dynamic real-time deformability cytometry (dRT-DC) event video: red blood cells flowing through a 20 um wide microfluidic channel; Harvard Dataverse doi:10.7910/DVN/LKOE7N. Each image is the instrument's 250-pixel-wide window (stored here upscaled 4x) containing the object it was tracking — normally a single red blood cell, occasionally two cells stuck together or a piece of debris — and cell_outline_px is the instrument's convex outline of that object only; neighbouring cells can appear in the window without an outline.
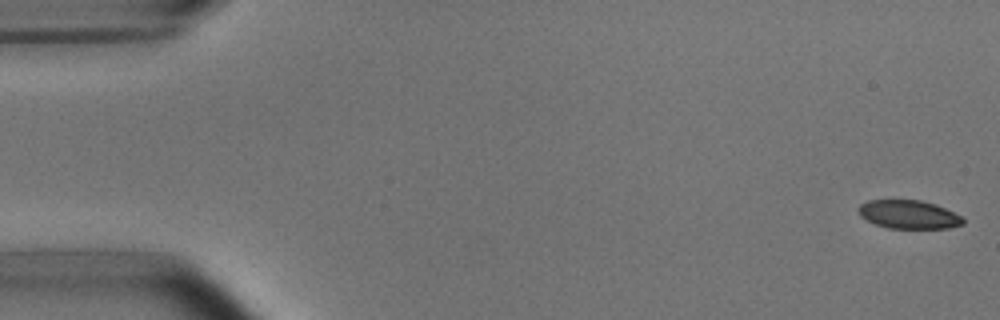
{"species": "common noctule bat (a hibernating species)", "species_latin": "Nyctalus noctula", "temperature_condition": "room temperature", "stored_images_in_passage": 54, "segment_of_instrument_passage": [1, 2], "camera_frame_rate_fps": 3000, "um_per_image_px": 0.085, "animal": {"sex": "male", "body_mass_g": 15.6}, "frame": {"image": 1, "passage_image": 1, "time_ms": 0.0, "image_size_px": [1000, 320], "cell_outline_px": [[964, 224], [948, 228], [888, 228], [876, 224], [860, 216], [856, 208], [860, 204], [868, 200], [920, 200], [936, 204], [960, 216], [964, 220]], "centroid_in_image_um": [77.21, 18.22], "position_along_channel_um": 7.8, "area_um2": 17.28}}
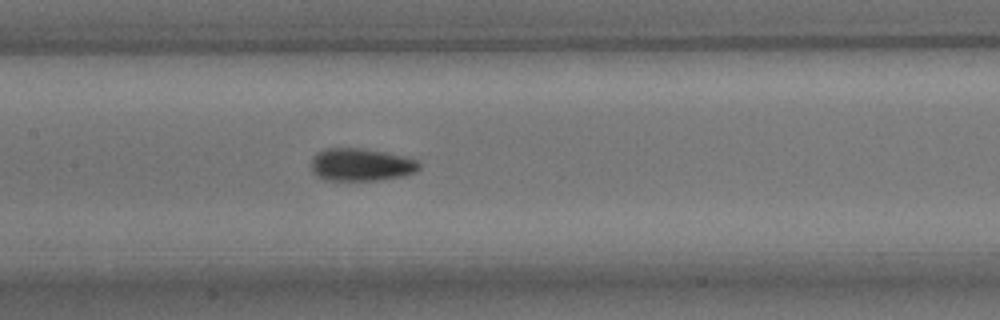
{"frame": {"image": 2, "passage_image": 25, "time_ms": 8.0, "image_size_px": [1000, 320], "cell_outline_px": [[420, 168], [416, 172], [404, 176], [380, 180], [324, 180], [316, 176], [312, 172], [312, 156], [316, 152], [324, 148], [364, 148], [384, 152], [416, 160], [420, 164]], "centroid_in_image_um": [30.65, 14.0], "position_along_channel_um": 176.7, "area_um2": 20.69}}
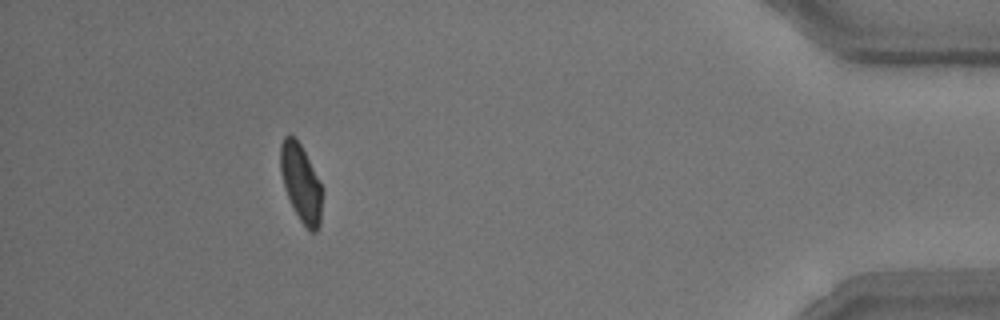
{"frame": {"image": 3, "passage_image": 48, "time_ms": 15.667, "image_size_px": [1000, 320], "cell_outline_px": [[324, 192], [320, 224], [316, 232], [312, 232], [300, 220], [284, 188], [280, 172], [280, 144], [284, 136], [292, 136], [300, 144], [324, 188]], "centroid_in_image_um": [25.61, 15.57], "position_along_channel_um": 409.6, "area_um2": 18.9}}